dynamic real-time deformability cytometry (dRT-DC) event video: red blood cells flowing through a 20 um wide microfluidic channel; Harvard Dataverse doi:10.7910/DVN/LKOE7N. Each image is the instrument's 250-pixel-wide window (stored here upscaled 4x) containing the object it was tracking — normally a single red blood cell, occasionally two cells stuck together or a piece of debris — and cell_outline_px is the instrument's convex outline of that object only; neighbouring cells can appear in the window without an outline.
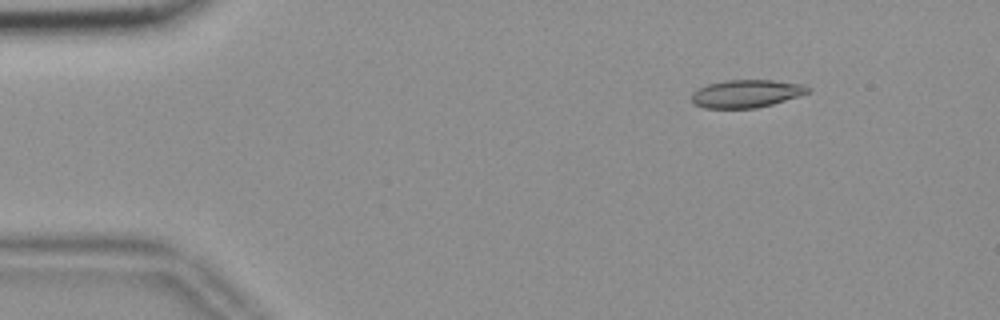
{"species": "common noctule bat (a hibernating species)", "species_latin": "Nyctalus noctula", "temperature_condition": "room temperature", "stored_images_in_passage": 55, "camera_frame_rate_fps": 3000, "um_per_image_px": 0.085, "animal": {"sex": "female", "body_mass_g": 18.4}, "frame": {"image": 1, "passage_image": 7, "time_ms": 2.0, "image_size_px": [1000, 320], "cell_outline_px": [[812, 88], [808, 92], [800, 96], [772, 104], [756, 108], [704, 108], [696, 104], [692, 100], [692, 92], [708, 84], [724, 80], [772, 80], [800, 84]], "centroid_in_image_um": [63.45, 7.96], "position_along_channel_um": 21.6, "area_um2": 18.73}}
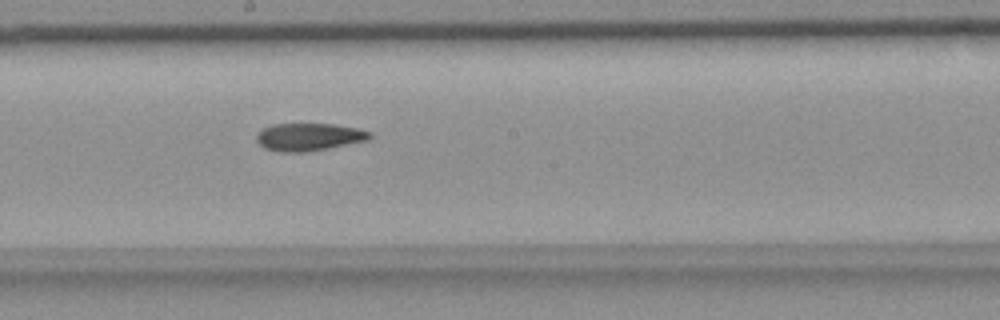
{"frame": {"image": 2, "passage_image": 30, "time_ms": 9.667, "image_size_px": [1000, 320], "cell_outline_px": [[372, 136], [368, 140], [328, 148], [304, 152], [280, 152], [264, 148], [256, 140], [256, 132], [272, 124], [332, 124], [356, 128], [372, 132]], "centroid_in_image_um": [26.23, 11.64], "position_along_channel_um": 222.0, "area_um2": 18.21}}
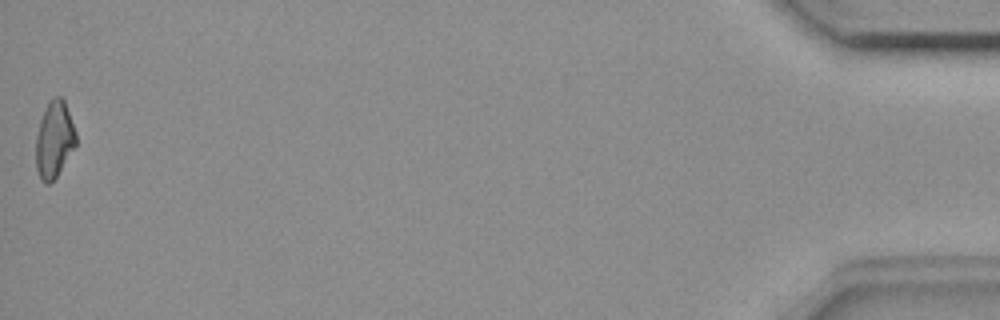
{"frame": {"image": 3, "passage_image": 55, "time_ms": 18.0, "image_size_px": [1000, 320], "cell_outline_px": [[76, 144], [56, 176], [48, 184], [44, 184], [40, 180], [36, 168], [36, 136], [40, 120], [44, 108], [48, 100], [56, 96], [60, 96], [64, 100], [76, 132]], "centroid_in_image_um": [4.59, 11.84], "position_along_channel_um": 430.6, "area_um2": 17.8}, "authors_computed_cell_mechanics": {"area_um2": 18.6116, "velocity_mm_per_s": 3.6714, "shape_relaxation_time_tau1_ms": null, "shape_relaxation_time_tau2_ms": 10.159, "deformation_change_tau1": null, "deformation_change_tau2": 0.1947}}